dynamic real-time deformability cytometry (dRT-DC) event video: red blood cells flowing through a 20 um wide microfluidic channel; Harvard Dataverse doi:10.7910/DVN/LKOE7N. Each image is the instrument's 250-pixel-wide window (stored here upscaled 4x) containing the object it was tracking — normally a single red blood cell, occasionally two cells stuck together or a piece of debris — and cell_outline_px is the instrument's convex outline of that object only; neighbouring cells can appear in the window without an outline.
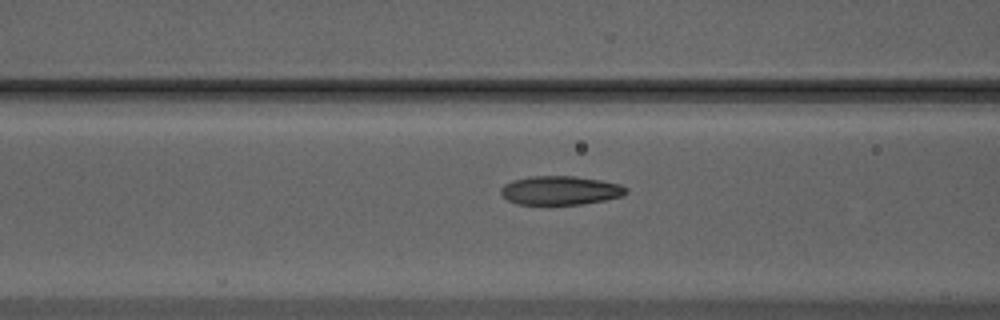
{"species": "Egyptian fruit bat (a non-hibernating species)", "species_latin": "Rousettus aegyptiacus", "temperature_condition": "warm", "stored_images_in_passage": 27, "camera_frame_rate_fps": 3000, "um_per_image_px": 0.085, "animal": {"sex": "male"}, "frame": {"image": 1, "passage_image": 7, "time_ms": 2.0, "image_size_px": [1000, 320], "cell_outline_px": [[628, 192], [624, 196], [604, 200], [580, 204], [516, 204], [508, 200], [500, 192], [500, 188], [504, 184], [512, 180], [528, 176], [572, 176], [600, 180], [620, 184], [628, 188]], "centroid_in_image_um": [47.63, 16.18], "position_along_channel_um": 119.0, "area_um2": 21.1}}
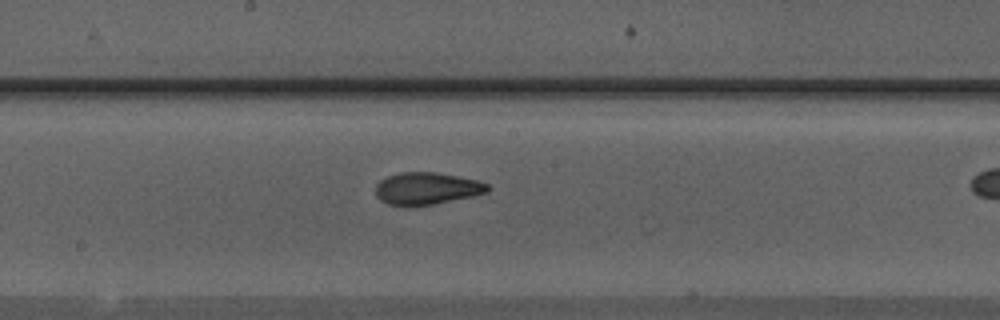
{"frame": {"image": 2, "passage_image": 14, "time_ms": 4.333, "image_size_px": [1000, 320], "cell_outline_px": [[488, 192], [472, 196], [432, 204], [408, 208], [388, 204], [380, 200], [376, 196], [376, 184], [380, 180], [388, 176], [400, 172], [436, 172], [480, 180], [488, 184]], "centroid_in_image_um": [36.24, 16.03], "position_along_channel_um": 212.0, "area_um2": 21.27}}
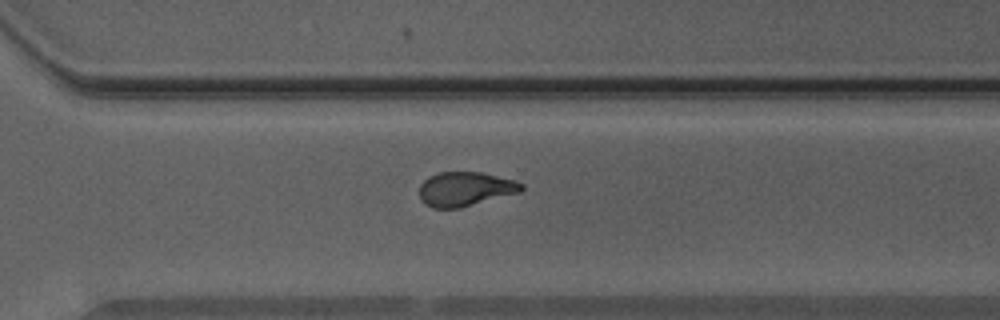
{"frame": {"image": 3, "passage_image": 23, "time_ms": 7.333, "image_size_px": [1000, 320], "cell_outline_px": [[524, 188], [520, 192], [460, 208], [432, 208], [424, 204], [420, 200], [420, 184], [428, 176], [440, 172], [480, 172], [516, 180], [524, 184]], "centroid_in_image_um": [39.54, 16.07], "position_along_channel_um": 331.1, "area_um2": 20.52}}